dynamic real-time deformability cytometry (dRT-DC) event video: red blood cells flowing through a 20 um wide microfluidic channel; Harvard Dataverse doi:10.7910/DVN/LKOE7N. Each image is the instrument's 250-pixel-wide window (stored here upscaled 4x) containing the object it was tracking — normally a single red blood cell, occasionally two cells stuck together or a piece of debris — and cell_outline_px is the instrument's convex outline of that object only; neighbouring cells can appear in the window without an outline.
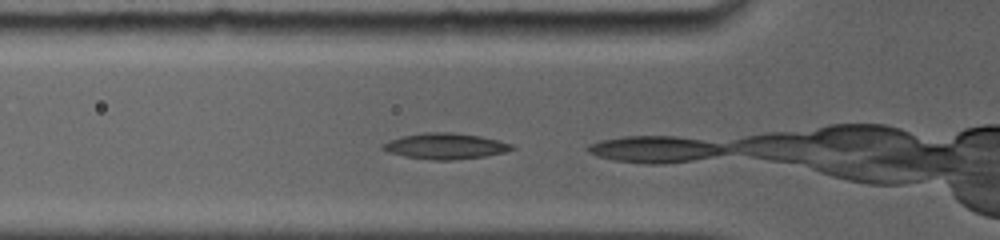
{"species": "common noctule bat (a hibernating species)", "species_latin": "Nyctalus noctula", "temperature_condition": "room temperature", "stored_images_in_passage": 3, "camera_frame_rate_fps": 5000, "um_per_image_px": 0.085, "animal": {"sex": "female", "body_mass_g": 19.0, "forearm_length_mm": 56.7}, "frame": {"image": 1, "passage_image": 2, "time_ms": 0.4, "image_size_px": [1000, 240], "cell_outline_px": [[516, 148], [504, 152], [484, 156], [452, 160], [432, 160], [404, 156], [388, 152], [380, 148], [380, 144], [388, 140], [404, 136], [424, 132], [452, 132], [480, 136], [500, 140], [512, 144]], "centroid_in_image_um": [37.83, 12.41], "position_along_channel_um": 88.0, "area_um2": 19.54}}